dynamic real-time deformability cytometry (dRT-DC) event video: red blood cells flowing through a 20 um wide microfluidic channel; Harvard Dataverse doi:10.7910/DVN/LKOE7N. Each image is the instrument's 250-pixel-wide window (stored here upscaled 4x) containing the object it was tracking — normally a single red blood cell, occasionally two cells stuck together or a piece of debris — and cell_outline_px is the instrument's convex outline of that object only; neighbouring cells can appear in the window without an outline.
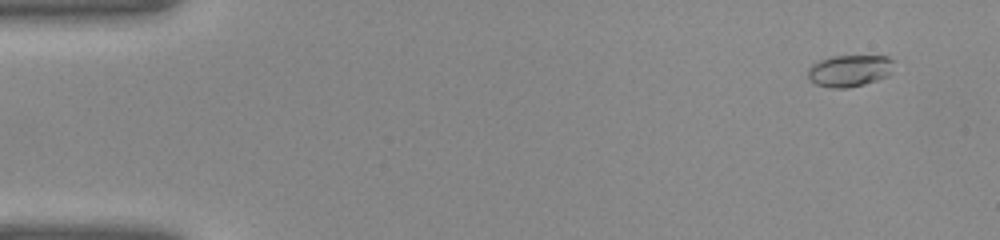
{"species": "common noctule bat (a hibernating species)", "species_latin": "Nyctalus noctula", "temperature_condition": "warm", "stored_images_in_passage": 40, "camera_frame_rate_fps": 3000, "um_per_image_px": 0.085, "animal": {"sex": "female", "body_mass_g": 22.0, "forearm_length_mm": 56.7}, "frame": {"image": 1, "passage_image": 2, "time_ms": 0.333, "image_size_px": [1000, 240], "cell_outline_px": [[892, 60], [888, 76], [864, 84], [848, 88], [832, 88], [816, 84], [808, 76], [808, 68], [812, 64], [820, 60], [832, 56], [888, 56]], "centroid_in_image_um": [72.17, 6.01], "position_along_channel_um": 12.8, "area_um2": 15.66}}
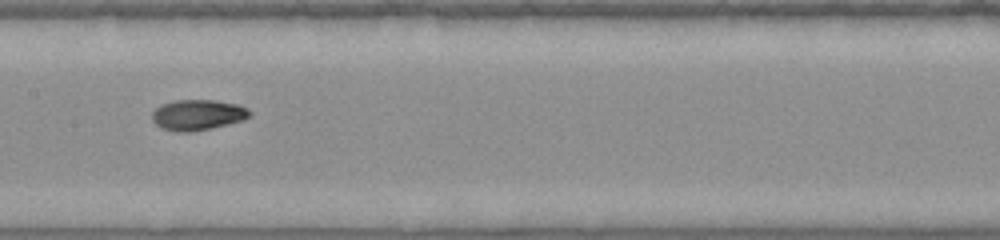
{"frame": {"image": 2, "passage_image": 20, "time_ms": 6.333, "image_size_px": [1000, 240], "cell_outline_px": [[252, 112], [248, 116], [240, 120], [192, 132], [176, 132], [160, 128], [152, 120], [152, 112], [160, 104], [176, 100], [212, 100], [236, 104], [248, 108]], "centroid_in_image_um": [16.73, 9.76], "position_along_channel_um": 190.7, "area_um2": 17.17}}
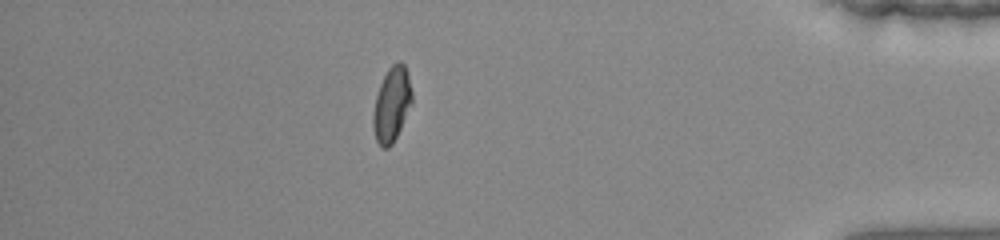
{"frame": {"image": 3, "passage_image": 35, "time_ms": 11.333, "image_size_px": [1000, 240], "cell_outline_px": [[412, 104], [392, 144], [388, 148], [384, 148], [376, 140], [372, 124], [372, 116], [376, 96], [380, 84], [388, 68], [396, 60], [400, 60], [404, 64], [408, 76], [412, 92]], "centroid_in_image_um": [33.29, 8.84], "position_along_channel_um": 401.9, "area_um2": 16.82}}